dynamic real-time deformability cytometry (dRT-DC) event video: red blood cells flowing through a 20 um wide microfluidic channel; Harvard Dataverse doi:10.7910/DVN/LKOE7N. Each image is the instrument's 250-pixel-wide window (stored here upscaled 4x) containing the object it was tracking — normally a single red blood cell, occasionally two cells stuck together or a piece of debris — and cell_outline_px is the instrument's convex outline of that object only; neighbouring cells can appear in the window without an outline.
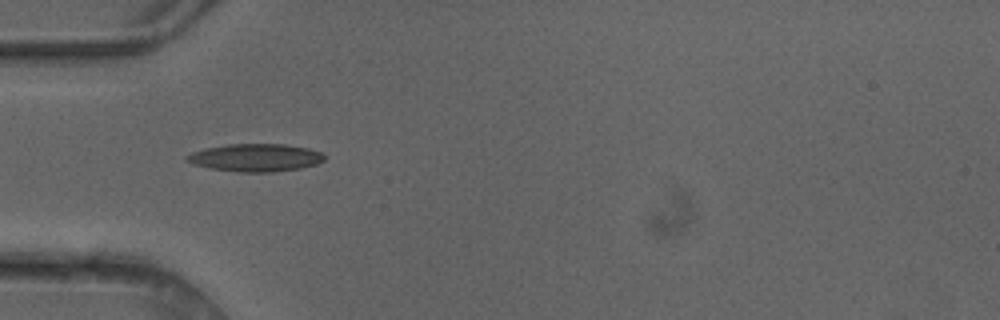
{"species": "common noctule bat (a hibernating species)", "species_latin": "Nyctalus noctula", "temperature_condition": "cold", "stored_images_in_passage": 6, "camera_frame_rate_fps": 3000, "um_per_image_px": 0.085, "animal": {"sex": "female"}, "frame": {"image": 1, "passage_image": 4, "time_ms": 1.0, "image_size_px": [1000, 320], "cell_outline_px": [[324, 160], [316, 164], [300, 168], [272, 172], [240, 172], [208, 168], [184, 160], [184, 156], [192, 152], [204, 148], [228, 144], [284, 144], [308, 148], [320, 152], [324, 156]], "centroid_in_image_um": [21.68, 13.39], "position_along_channel_um": 63.3, "area_um2": 22.2}}
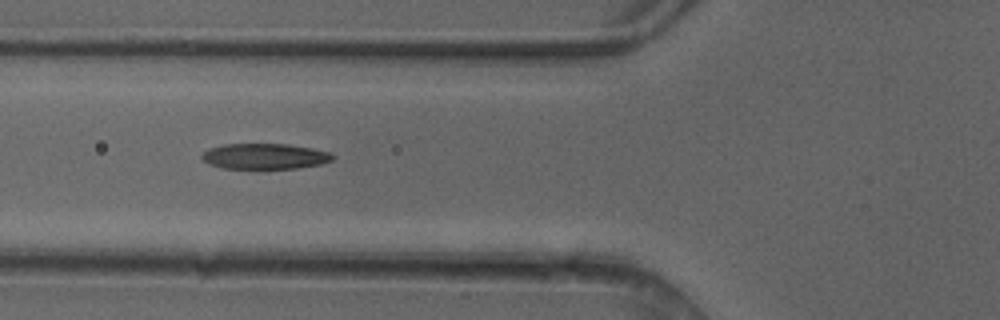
{"frame": {"image": 2, "passage_image": 5, "time_ms": 1.333, "image_size_px": [1000, 320], "cell_outline_px": [[332, 160], [320, 164], [296, 168], [224, 168], [208, 164], [200, 156], [208, 148], [224, 144], [288, 144], [312, 148], [332, 152]], "centroid_in_image_um": [22.49, 13.27], "position_along_channel_um": 103.3, "area_um2": 19.42}}
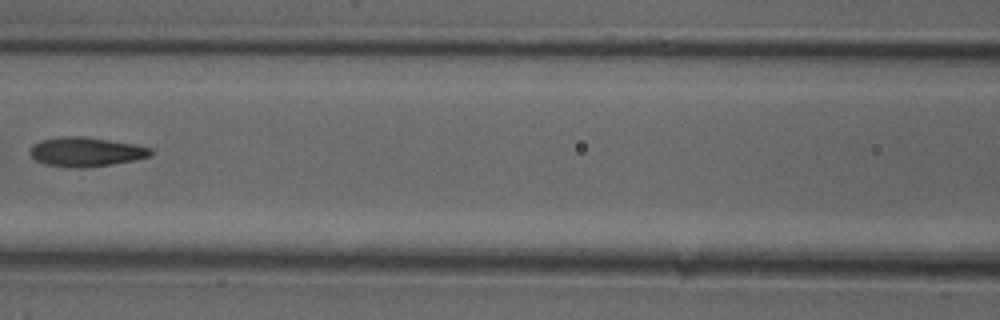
{"frame": {"image": 3, "passage_image": 6, "time_ms": 1.667, "image_size_px": [1000, 320], "cell_outline_px": [[152, 156], [136, 160], [112, 164], [84, 168], [72, 168], [44, 164], [36, 160], [32, 156], [32, 144], [40, 140], [60, 136], [84, 136], [136, 144], [152, 148]], "centroid_in_image_um": [7.34, 12.9], "position_along_channel_um": 159.3, "area_um2": 20.81}}